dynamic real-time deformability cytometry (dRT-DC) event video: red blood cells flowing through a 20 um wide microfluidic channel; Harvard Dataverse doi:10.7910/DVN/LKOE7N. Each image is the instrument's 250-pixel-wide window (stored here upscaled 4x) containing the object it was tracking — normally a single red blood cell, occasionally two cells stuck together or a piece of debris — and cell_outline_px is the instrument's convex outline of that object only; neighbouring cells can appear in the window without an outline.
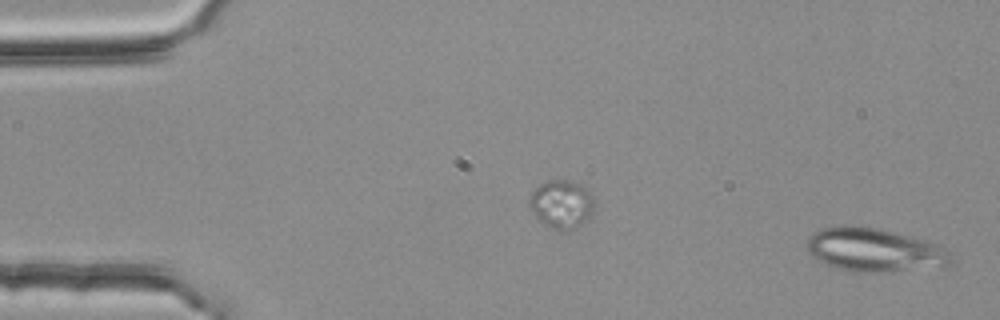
{"species": "common noctule bat (a hibernating species)", "species_latin": "Nyctalus noctula", "temperature_condition": "room temperature", "stored_images_in_passage": 52, "segment_of_instrument_passage": [1, 2], "camera_frame_rate_fps": 3000, "um_per_image_px": 0.085, "animal": {"sex": "female", "body_mass_g": 25.1}, "frame": {"image": 1, "passage_image": 1, "time_ms": 0.0, "image_size_px": [1000, 320], "cell_outline_px": [[956, 264], [948, 268], [876, 272], [856, 272], [836, 268], [824, 264], [812, 256], [808, 252], [808, 236], [812, 232], [820, 228], [836, 224], [852, 224], [880, 228], [924, 240], [936, 244], [944, 248], [952, 256]], "centroid_in_image_um": [74.36, 21.25], "position_along_channel_um": 10.6, "area_um2": 37.63}}